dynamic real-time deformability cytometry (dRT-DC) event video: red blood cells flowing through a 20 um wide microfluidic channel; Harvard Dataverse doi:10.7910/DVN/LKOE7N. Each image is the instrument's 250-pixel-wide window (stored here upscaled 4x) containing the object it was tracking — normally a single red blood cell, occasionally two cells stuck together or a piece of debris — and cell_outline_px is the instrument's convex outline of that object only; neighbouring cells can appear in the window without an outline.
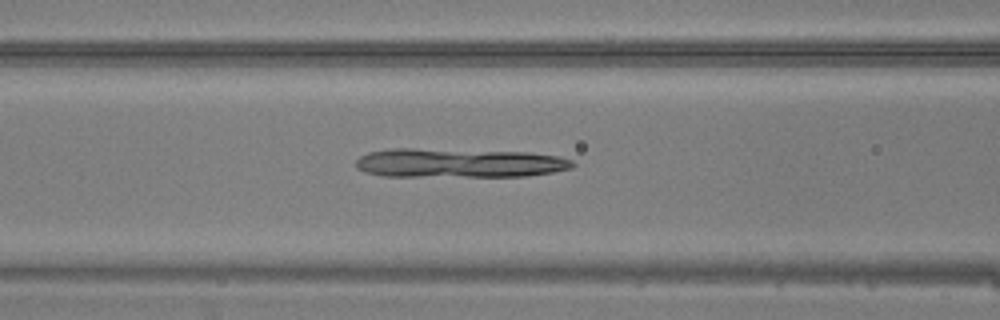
{"species": "common noctule bat (a hibernating species)", "species_latin": "Nyctalus noctula", "temperature_condition": "warm", "stored_images_in_passage": 38, "camera_frame_rate_fps": 3000, "um_per_image_px": 0.085, "animal": {"sex": "male", "body_mass_g": 20.5, "forearm_length_mm": 52.5}, "frame": {"image": 1, "passage_image": 17, "time_ms": 5.333, "image_size_px": [1000, 320], "cell_outline_px": [[576, 164], [572, 168], [552, 172], [524, 176], [380, 176], [364, 172], [356, 168], [356, 160], [360, 156], [368, 152], [392, 148], [412, 148], [528, 152], [560, 156], [572, 160]], "centroid_in_image_um": [38.99, 13.85], "position_along_channel_um": 127.6, "area_um2": 37.05}}
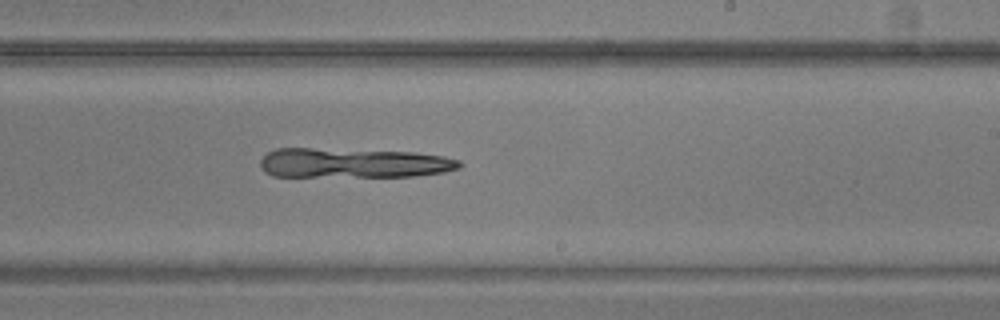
{"frame": {"image": 2, "passage_image": 26, "time_ms": 8.333, "image_size_px": [1000, 320], "cell_outline_px": [[464, 164], [460, 168], [444, 172], [416, 176], [272, 176], [264, 172], [260, 168], [260, 160], [268, 152], [276, 148], [312, 148], [416, 152], [444, 156], [460, 160]], "centroid_in_image_um": [30.05, 13.85], "position_along_channel_um": 259.0, "area_um2": 34.74}}
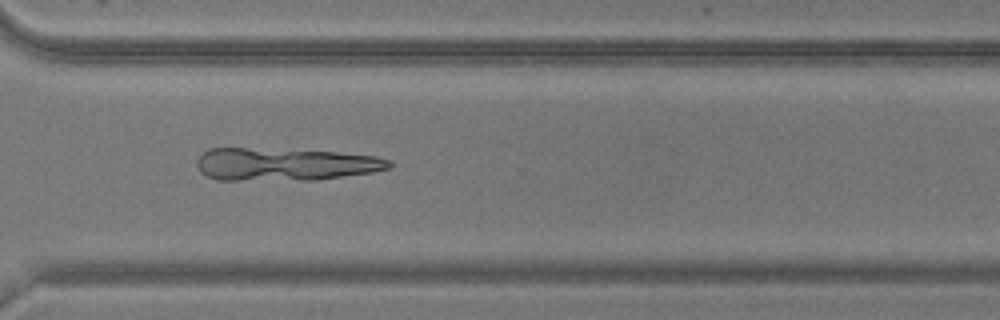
{"frame": {"image": 3, "passage_image": 32, "time_ms": 10.333, "image_size_px": [1000, 320], "cell_outline_px": [[392, 168], [372, 172], [316, 180], [216, 180], [200, 172], [196, 164], [196, 160], [208, 148], [244, 148], [336, 152], [376, 156], [392, 160]], "centroid_in_image_um": [24.22, 13.97], "position_along_channel_um": 346.4, "area_um2": 36.7}}